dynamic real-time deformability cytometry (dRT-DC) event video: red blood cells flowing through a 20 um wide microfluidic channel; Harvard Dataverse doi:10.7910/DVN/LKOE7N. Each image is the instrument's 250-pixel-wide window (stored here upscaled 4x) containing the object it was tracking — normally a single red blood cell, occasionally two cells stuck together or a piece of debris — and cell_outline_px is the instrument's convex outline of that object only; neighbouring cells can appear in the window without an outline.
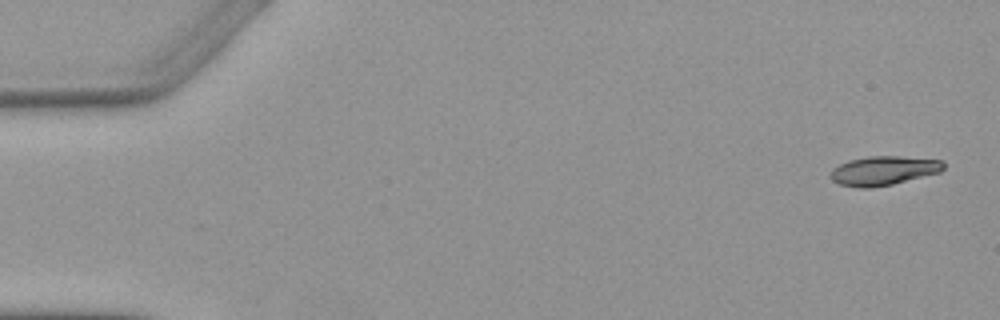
{"species": "Egyptian fruit bat (a non-hibernating species)", "species_latin": "Rousettus aegyptiacus", "temperature_condition": "warm", "stored_images_in_passage": 5, "camera_frame_rate_fps": 3000, "um_per_image_px": 0.085, "animal": {"sex": "female"}, "frame": {"image": 1, "passage_image": 1, "time_ms": 0.0, "image_size_px": [1000, 320], "cell_outline_px": [[944, 168], [940, 172], [892, 184], [872, 188], [860, 188], [840, 184], [832, 180], [828, 176], [832, 168], [848, 160], [868, 156], [900, 156], [944, 160]], "centroid_in_image_um": [75.08, 14.5], "position_along_channel_um": 9.9, "area_um2": 19.31}}
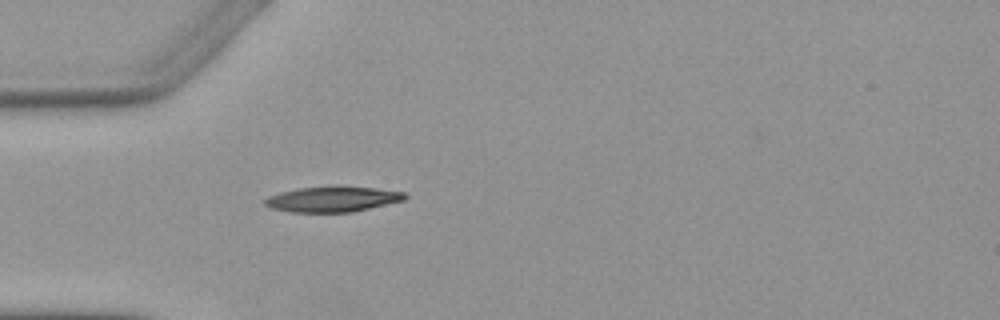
{"frame": {"image": 2, "passage_image": 5, "time_ms": 4.667, "image_size_px": [1000, 320], "cell_outline_px": [[408, 196], [404, 200], [352, 212], [288, 212], [272, 208], [264, 204], [260, 200], [268, 196], [280, 192], [300, 188], [332, 184], [372, 188], [404, 192]], "centroid_in_image_um": [28.21, 16.91], "position_along_channel_um": 56.8, "area_um2": 21.15}}